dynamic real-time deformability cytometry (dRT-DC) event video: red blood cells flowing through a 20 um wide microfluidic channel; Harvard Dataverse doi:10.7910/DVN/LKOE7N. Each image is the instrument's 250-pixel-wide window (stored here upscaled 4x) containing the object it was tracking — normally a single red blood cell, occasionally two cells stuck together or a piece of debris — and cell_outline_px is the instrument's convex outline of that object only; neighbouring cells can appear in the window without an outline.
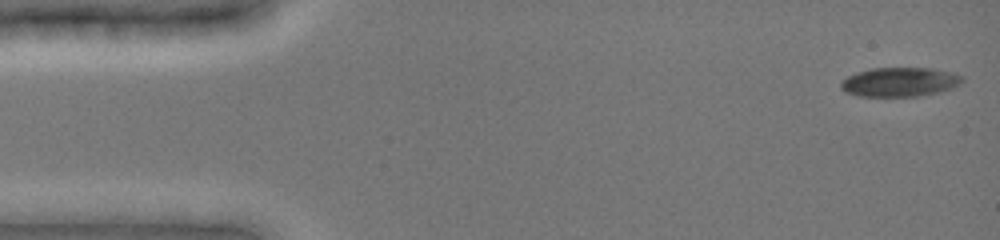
{"species": "common noctule bat (a hibernating species)", "species_latin": "Nyctalus noctula", "temperature_condition": "cold", "stored_images_in_passage": 37, "camera_frame_rate_fps": 3000, "um_per_image_px": 0.085, "animal": {"sex": "female", "body_mass_g": 19.0, "forearm_length_mm": 51.5}, "frame": {"image": 1, "passage_image": 1, "time_ms": 0.0, "image_size_px": [1000, 240], "cell_outline_px": [[964, 80], [960, 84], [952, 88], [940, 92], [916, 96], [860, 96], [844, 92], [840, 88], [840, 84], [848, 76], [856, 72], [872, 68], [932, 68], [952, 72], [964, 76]], "centroid_in_image_um": [76.5, 6.96], "position_along_channel_um": 8.5, "area_um2": 20.75}}
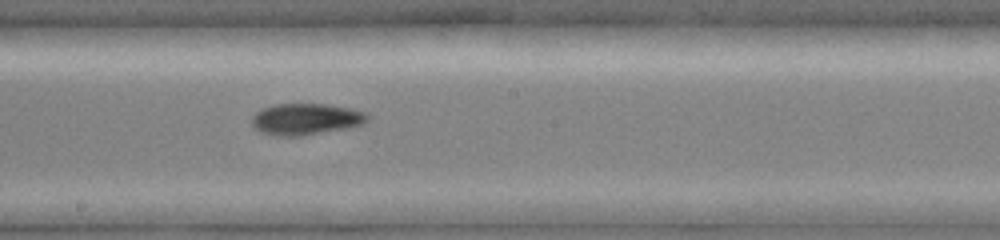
{"frame": {"image": 2, "passage_image": 18, "time_ms": 8.333, "image_size_px": [1000, 240], "cell_outline_px": [[368, 120], [364, 124], [348, 128], [304, 136], [276, 136], [260, 132], [252, 124], [252, 116], [256, 112], [264, 108], [276, 104], [324, 104], [352, 108], [364, 112], [368, 116]], "centroid_in_image_um": [26.01, 10.14], "position_along_channel_um": 222.2, "area_um2": 21.27}}
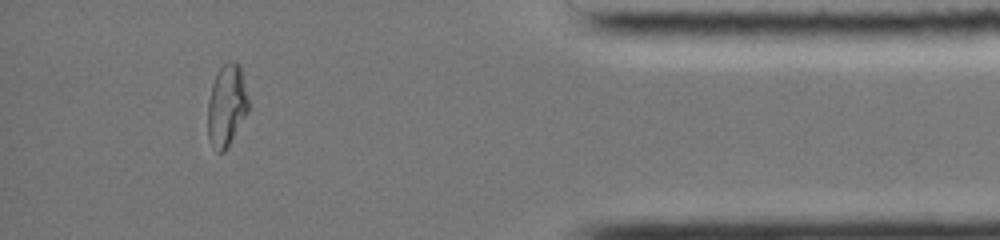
{"frame": {"image": 3, "passage_image": 32, "time_ms": 14.0, "image_size_px": [1000, 240], "cell_outline_px": [[252, 108], [228, 148], [224, 152], [216, 152], [208, 140], [208, 100], [212, 84], [216, 72], [228, 60], [232, 60], [240, 64]], "centroid_in_image_um": [19.31, 8.98], "position_along_channel_um": 415.9, "area_um2": 20.35}, "authors_computed_cell_mechanics": {"area_um2": 20.7502, "velocity_mm_per_s": 3.9583, "shape_relaxation_time_tau1_ms": null, "shape_relaxation_time_tau2_ms": 4.8684, "deformation_change_tau1": null, "deformation_change_tau2": 0.107}}